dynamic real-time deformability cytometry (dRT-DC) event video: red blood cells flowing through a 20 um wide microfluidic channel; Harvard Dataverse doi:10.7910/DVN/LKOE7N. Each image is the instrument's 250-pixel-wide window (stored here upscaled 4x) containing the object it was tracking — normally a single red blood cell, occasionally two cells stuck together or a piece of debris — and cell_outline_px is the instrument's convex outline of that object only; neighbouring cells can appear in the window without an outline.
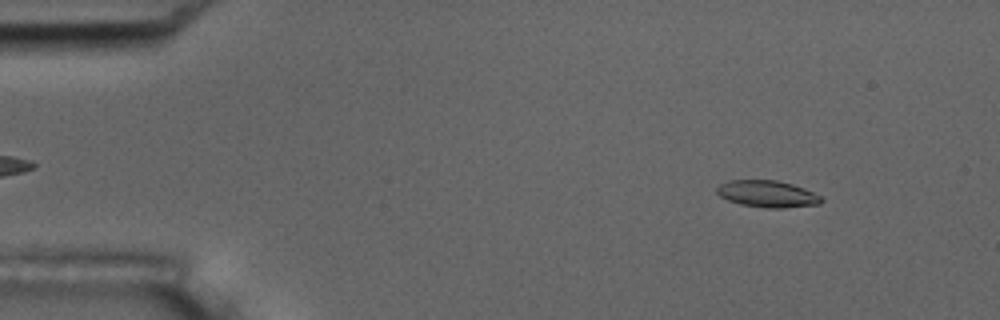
{"species": "common noctule bat (a hibernating species)", "species_latin": "Nyctalus noctula", "temperature_condition": "room temperature", "stored_images_in_passage": 55, "camera_frame_rate_fps": 3000, "um_per_image_px": 0.085, "animal": {"sex": "male", "body_mass_g": 17.5, "forearm_length_mm": 52.3}, "frame": {"image": 1, "passage_image": 6, "time_ms": 1.667, "image_size_px": [1000, 320], "cell_outline_px": [[824, 200], [820, 204], [784, 208], [764, 208], [740, 204], [728, 200], [720, 196], [716, 192], [716, 188], [720, 184], [728, 180], [776, 180], [792, 184], [804, 188], [820, 196]], "centroid_in_image_um": [65.22, 16.48], "position_along_channel_um": 19.8, "area_um2": 16.36}}
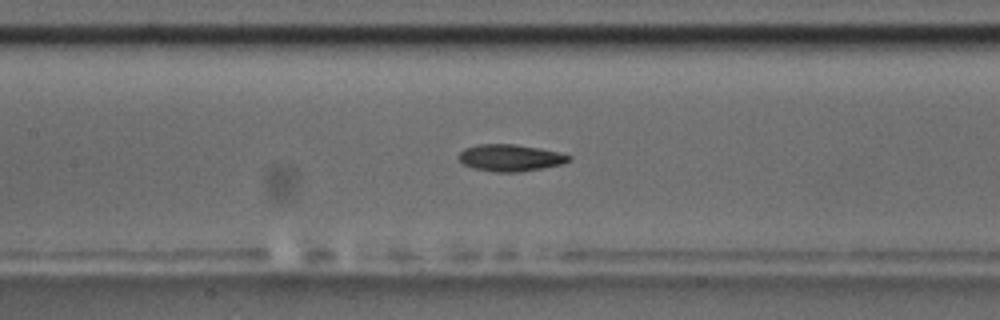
{"frame": {"image": 2, "passage_image": 25, "time_ms": 8.0, "image_size_px": [1000, 320], "cell_outline_px": [[572, 156], [568, 160], [560, 164], [520, 172], [496, 172], [472, 168], [460, 164], [456, 160], [456, 156], [464, 148], [476, 144], [512, 144], [540, 148]], "centroid_in_image_um": [43.24, 13.41], "position_along_channel_um": 164.2, "area_um2": 17.28}}
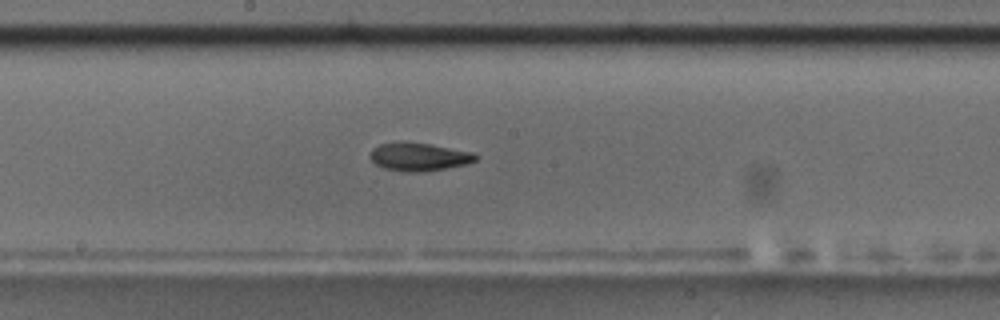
{"frame": {"image": 3, "passage_image": 29, "time_ms": 9.333, "image_size_px": [1000, 320], "cell_outline_px": [[480, 156], [476, 160], [464, 164], [424, 172], [400, 172], [384, 168], [376, 164], [368, 156], [372, 148], [380, 144], [400, 140], [404, 140], [432, 144], [472, 152]], "centroid_in_image_um": [35.56, 13.3], "position_along_channel_um": 212.6, "area_um2": 17.69}, "authors_computed_cell_mechanics": {"area_um2": 16.8776, "velocity_mm_per_s": 3.6756, "shape_relaxation_time_tau1_ms": 5.4787, "shape_relaxation_time_tau2_ms": 8.708, "deformation_change_tau1": 0.1741, "deformation_change_tau2": 0.1616}}